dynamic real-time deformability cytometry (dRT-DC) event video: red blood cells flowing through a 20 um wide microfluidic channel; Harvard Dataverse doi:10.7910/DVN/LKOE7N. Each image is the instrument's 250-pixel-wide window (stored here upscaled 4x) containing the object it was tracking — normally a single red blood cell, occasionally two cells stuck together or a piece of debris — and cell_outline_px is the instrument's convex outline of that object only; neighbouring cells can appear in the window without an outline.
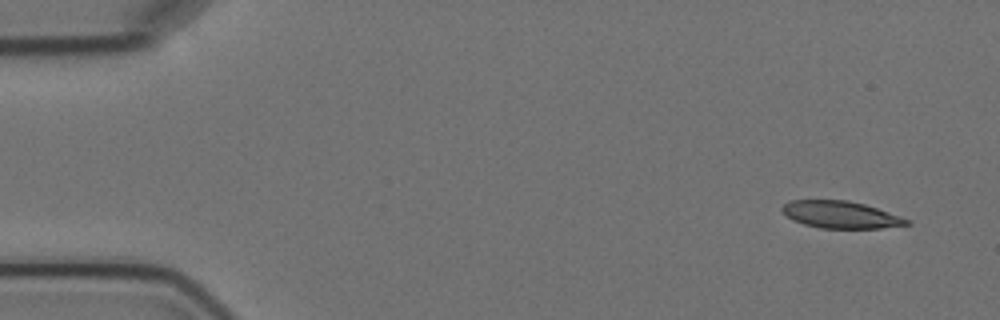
{"species": "Egyptian fruit bat (a non-hibernating species)", "species_latin": "Rousettus aegyptiacus", "temperature_condition": "cold", "stored_images_in_passage": 10, "camera_frame_rate_fps": 3000, "um_per_image_px": 0.085, "animal": {"sex": "female"}, "frame": {"image": 1, "passage_image": 1, "time_ms": 0.0, "image_size_px": [1000, 320], "cell_outline_px": [[912, 224], [880, 228], [820, 228], [804, 224], [792, 220], [780, 208], [788, 200], [848, 200], [864, 204], [900, 216], [908, 220]], "centroid_in_image_um": [71.43, 18.24], "position_along_channel_um": 13.6, "area_um2": 19.54}}
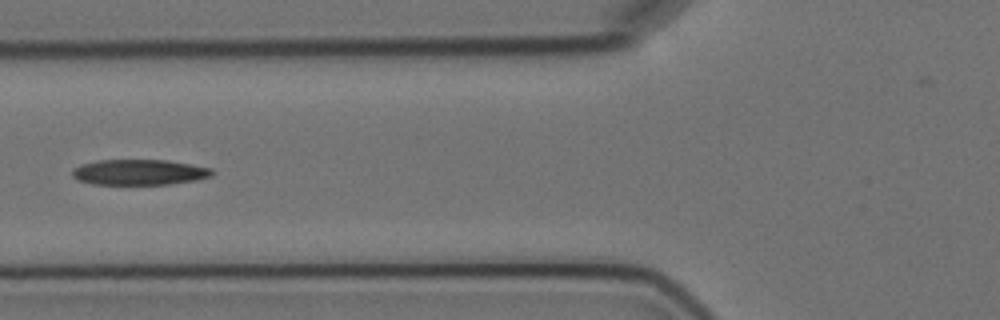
{"frame": {"image": 2, "passage_image": 6, "time_ms": 6.0, "image_size_px": [1000, 320], "cell_outline_px": [[216, 172], [212, 176], [196, 180], [168, 184], [92, 184], [76, 180], [72, 176], [72, 168], [80, 164], [96, 160], [168, 160], [212, 168]], "centroid_in_image_um": [11.82, 14.63], "position_along_channel_um": 114.0, "area_um2": 21.04}}
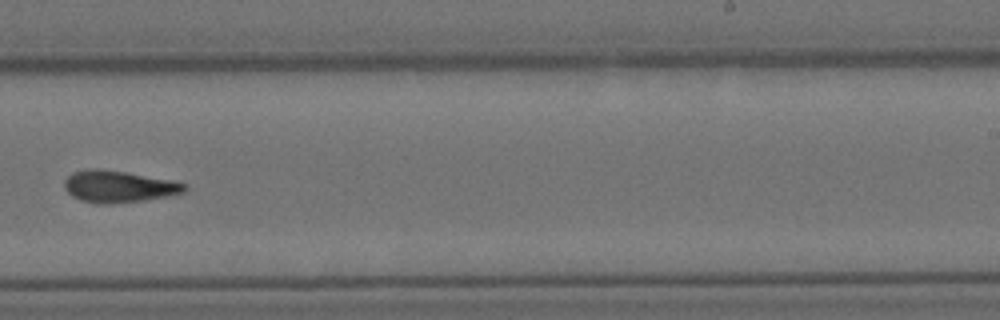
{"frame": {"image": 3, "passage_image": 10, "time_ms": 10.667, "image_size_px": [1000, 320], "cell_outline_px": [[188, 188], [184, 192], [168, 196], [144, 200], [108, 204], [100, 204], [80, 200], [72, 196], [64, 188], [64, 180], [72, 172], [88, 168], [100, 168], [124, 172], [168, 180], [188, 184]], "centroid_in_image_um": [10.05, 15.85], "position_along_channel_um": 279.0, "area_um2": 22.2}}